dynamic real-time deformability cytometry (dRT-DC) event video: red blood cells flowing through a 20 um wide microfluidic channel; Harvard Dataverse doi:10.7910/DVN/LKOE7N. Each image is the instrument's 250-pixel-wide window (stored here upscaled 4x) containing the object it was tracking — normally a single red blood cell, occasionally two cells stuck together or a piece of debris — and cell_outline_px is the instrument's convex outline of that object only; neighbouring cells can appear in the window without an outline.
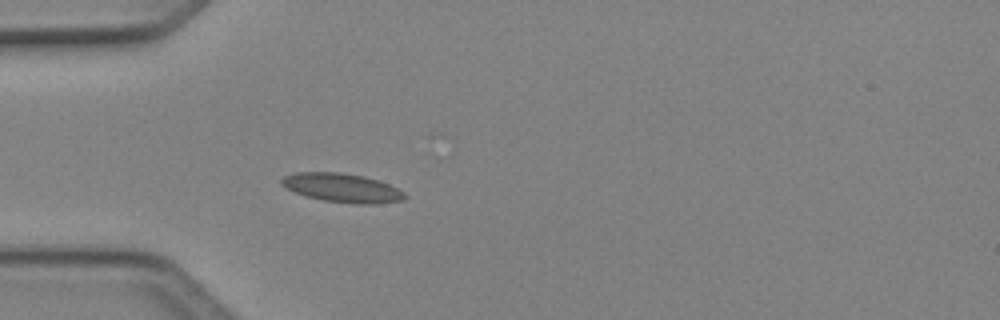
{"species": "Egyptian fruit bat (a non-hibernating species)", "species_latin": "Rousettus aegyptiacus", "temperature_condition": "cold", "stored_images_in_passage": 4, "camera_frame_rate_fps": 3000, "um_per_image_px": 0.085, "animal": {"sex": "female"}, "frame": {"image": 1, "passage_image": 4, "time_ms": 1.0, "image_size_px": [1000, 320], "cell_outline_px": [[408, 196], [404, 200], [376, 204], [356, 204], [324, 200], [308, 196], [296, 192], [280, 184], [280, 180], [284, 176], [296, 172], [340, 172], [364, 176], [388, 184], [404, 192]], "centroid_in_image_um": [29.1, 15.96], "position_along_channel_um": 55.9, "area_um2": 20.58}}